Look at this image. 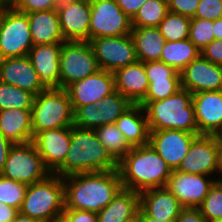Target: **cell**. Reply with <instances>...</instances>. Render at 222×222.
I'll return each mask as SVG.
<instances>
[{
    "label": "cell",
    "instance_id": "obj_1",
    "mask_svg": "<svg viewBox=\"0 0 222 222\" xmlns=\"http://www.w3.org/2000/svg\"><path fill=\"white\" fill-rule=\"evenodd\" d=\"M64 209L98 213L123 188L118 169L76 173L63 177Z\"/></svg>",
    "mask_w": 222,
    "mask_h": 222
},
{
    "label": "cell",
    "instance_id": "obj_2",
    "mask_svg": "<svg viewBox=\"0 0 222 222\" xmlns=\"http://www.w3.org/2000/svg\"><path fill=\"white\" fill-rule=\"evenodd\" d=\"M122 186L142 192L166 187L172 173L165 160L148 143L135 146L118 162Z\"/></svg>",
    "mask_w": 222,
    "mask_h": 222
},
{
    "label": "cell",
    "instance_id": "obj_3",
    "mask_svg": "<svg viewBox=\"0 0 222 222\" xmlns=\"http://www.w3.org/2000/svg\"><path fill=\"white\" fill-rule=\"evenodd\" d=\"M118 169V162L98 139L95 130L71 126V144L64 163L53 173L64 177L76 173Z\"/></svg>",
    "mask_w": 222,
    "mask_h": 222
},
{
    "label": "cell",
    "instance_id": "obj_4",
    "mask_svg": "<svg viewBox=\"0 0 222 222\" xmlns=\"http://www.w3.org/2000/svg\"><path fill=\"white\" fill-rule=\"evenodd\" d=\"M193 94L185 89L160 101H150L145 107L149 130L176 129L199 135Z\"/></svg>",
    "mask_w": 222,
    "mask_h": 222
},
{
    "label": "cell",
    "instance_id": "obj_5",
    "mask_svg": "<svg viewBox=\"0 0 222 222\" xmlns=\"http://www.w3.org/2000/svg\"><path fill=\"white\" fill-rule=\"evenodd\" d=\"M65 208L63 177L50 174L46 179L28 185L19 212L48 222L59 218Z\"/></svg>",
    "mask_w": 222,
    "mask_h": 222
},
{
    "label": "cell",
    "instance_id": "obj_6",
    "mask_svg": "<svg viewBox=\"0 0 222 222\" xmlns=\"http://www.w3.org/2000/svg\"><path fill=\"white\" fill-rule=\"evenodd\" d=\"M33 136L39 132L73 126L74 110L66 89L47 88L34 97L31 109Z\"/></svg>",
    "mask_w": 222,
    "mask_h": 222
},
{
    "label": "cell",
    "instance_id": "obj_7",
    "mask_svg": "<svg viewBox=\"0 0 222 222\" xmlns=\"http://www.w3.org/2000/svg\"><path fill=\"white\" fill-rule=\"evenodd\" d=\"M59 88L66 89L73 82L100 70L89 41H64L59 61Z\"/></svg>",
    "mask_w": 222,
    "mask_h": 222
},
{
    "label": "cell",
    "instance_id": "obj_8",
    "mask_svg": "<svg viewBox=\"0 0 222 222\" xmlns=\"http://www.w3.org/2000/svg\"><path fill=\"white\" fill-rule=\"evenodd\" d=\"M0 174L28 186L46 179L51 172L44 165L33 142L30 141L12 145Z\"/></svg>",
    "mask_w": 222,
    "mask_h": 222
},
{
    "label": "cell",
    "instance_id": "obj_9",
    "mask_svg": "<svg viewBox=\"0 0 222 222\" xmlns=\"http://www.w3.org/2000/svg\"><path fill=\"white\" fill-rule=\"evenodd\" d=\"M33 46L27 14L9 4L1 11L0 59L26 56Z\"/></svg>",
    "mask_w": 222,
    "mask_h": 222
},
{
    "label": "cell",
    "instance_id": "obj_10",
    "mask_svg": "<svg viewBox=\"0 0 222 222\" xmlns=\"http://www.w3.org/2000/svg\"><path fill=\"white\" fill-rule=\"evenodd\" d=\"M222 141L216 135H198L177 171L217 177L220 170Z\"/></svg>",
    "mask_w": 222,
    "mask_h": 222
},
{
    "label": "cell",
    "instance_id": "obj_11",
    "mask_svg": "<svg viewBox=\"0 0 222 222\" xmlns=\"http://www.w3.org/2000/svg\"><path fill=\"white\" fill-rule=\"evenodd\" d=\"M89 41L98 37H117L131 33V19L115 0H90Z\"/></svg>",
    "mask_w": 222,
    "mask_h": 222
},
{
    "label": "cell",
    "instance_id": "obj_12",
    "mask_svg": "<svg viewBox=\"0 0 222 222\" xmlns=\"http://www.w3.org/2000/svg\"><path fill=\"white\" fill-rule=\"evenodd\" d=\"M100 69L114 73L138 61L133 40L129 35L98 37L90 41Z\"/></svg>",
    "mask_w": 222,
    "mask_h": 222
},
{
    "label": "cell",
    "instance_id": "obj_13",
    "mask_svg": "<svg viewBox=\"0 0 222 222\" xmlns=\"http://www.w3.org/2000/svg\"><path fill=\"white\" fill-rule=\"evenodd\" d=\"M66 90L74 111L80 106L96 105L116 91L114 75L100 69L84 79L73 82Z\"/></svg>",
    "mask_w": 222,
    "mask_h": 222
},
{
    "label": "cell",
    "instance_id": "obj_14",
    "mask_svg": "<svg viewBox=\"0 0 222 222\" xmlns=\"http://www.w3.org/2000/svg\"><path fill=\"white\" fill-rule=\"evenodd\" d=\"M217 178L172 170L166 185L184 208H198Z\"/></svg>",
    "mask_w": 222,
    "mask_h": 222
},
{
    "label": "cell",
    "instance_id": "obj_15",
    "mask_svg": "<svg viewBox=\"0 0 222 222\" xmlns=\"http://www.w3.org/2000/svg\"><path fill=\"white\" fill-rule=\"evenodd\" d=\"M197 136L194 133L176 129L150 130L149 144L171 170H177Z\"/></svg>",
    "mask_w": 222,
    "mask_h": 222
},
{
    "label": "cell",
    "instance_id": "obj_16",
    "mask_svg": "<svg viewBox=\"0 0 222 222\" xmlns=\"http://www.w3.org/2000/svg\"><path fill=\"white\" fill-rule=\"evenodd\" d=\"M181 88L192 94L222 90V66L201 54L180 72Z\"/></svg>",
    "mask_w": 222,
    "mask_h": 222
},
{
    "label": "cell",
    "instance_id": "obj_17",
    "mask_svg": "<svg viewBox=\"0 0 222 222\" xmlns=\"http://www.w3.org/2000/svg\"><path fill=\"white\" fill-rule=\"evenodd\" d=\"M32 142L44 165L53 174L67 156L71 144V126L39 132L33 136Z\"/></svg>",
    "mask_w": 222,
    "mask_h": 222
},
{
    "label": "cell",
    "instance_id": "obj_18",
    "mask_svg": "<svg viewBox=\"0 0 222 222\" xmlns=\"http://www.w3.org/2000/svg\"><path fill=\"white\" fill-rule=\"evenodd\" d=\"M199 135L222 133V90L193 94L192 100Z\"/></svg>",
    "mask_w": 222,
    "mask_h": 222
},
{
    "label": "cell",
    "instance_id": "obj_19",
    "mask_svg": "<svg viewBox=\"0 0 222 222\" xmlns=\"http://www.w3.org/2000/svg\"><path fill=\"white\" fill-rule=\"evenodd\" d=\"M0 81L17 86L34 96L47 89L28 55L0 59Z\"/></svg>",
    "mask_w": 222,
    "mask_h": 222
},
{
    "label": "cell",
    "instance_id": "obj_20",
    "mask_svg": "<svg viewBox=\"0 0 222 222\" xmlns=\"http://www.w3.org/2000/svg\"><path fill=\"white\" fill-rule=\"evenodd\" d=\"M140 208L159 221H176L184 208L167 187L152 188L139 193Z\"/></svg>",
    "mask_w": 222,
    "mask_h": 222
},
{
    "label": "cell",
    "instance_id": "obj_21",
    "mask_svg": "<svg viewBox=\"0 0 222 222\" xmlns=\"http://www.w3.org/2000/svg\"><path fill=\"white\" fill-rule=\"evenodd\" d=\"M58 17L65 41H89L90 0H78L59 11Z\"/></svg>",
    "mask_w": 222,
    "mask_h": 222
},
{
    "label": "cell",
    "instance_id": "obj_22",
    "mask_svg": "<svg viewBox=\"0 0 222 222\" xmlns=\"http://www.w3.org/2000/svg\"><path fill=\"white\" fill-rule=\"evenodd\" d=\"M62 43L33 46L28 57L42 83L47 88H59V61Z\"/></svg>",
    "mask_w": 222,
    "mask_h": 222
},
{
    "label": "cell",
    "instance_id": "obj_23",
    "mask_svg": "<svg viewBox=\"0 0 222 222\" xmlns=\"http://www.w3.org/2000/svg\"><path fill=\"white\" fill-rule=\"evenodd\" d=\"M113 75L116 91L132 104H139L145 98L149 82L144 62L136 61L116 70Z\"/></svg>",
    "mask_w": 222,
    "mask_h": 222
},
{
    "label": "cell",
    "instance_id": "obj_24",
    "mask_svg": "<svg viewBox=\"0 0 222 222\" xmlns=\"http://www.w3.org/2000/svg\"><path fill=\"white\" fill-rule=\"evenodd\" d=\"M0 132L13 144L32 141L31 109L0 110Z\"/></svg>",
    "mask_w": 222,
    "mask_h": 222
},
{
    "label": "cell",
    "instance_id": "obj_25",
    "mask_svg": "<svg viewBox=\"0 0 222 222\" xmlns=\"http://www.w3.org/2000/svg\"><path fill=\"white\" fill-rule=\"evenodd\" d=\"M31 38L33 45L63 43L58 13L54 10H45L28 13Z\"/></svg>",
    "mask_w": 222,
    "mask_h": 222
},
{
    "label": "cell",
    "instance_id": "obj_26",
    "mask_svg": "<svg viewBox=\"0 0 222 222\" xmlns=\"http://www.w3.org/2000/svg\"><path fill=\"white\" fill-rule=\"evenodd\" d=\"M115 124L132 147L149 143L150 130L144 107L141 105L133 104Z\"/></svg>",
    "mask_w": 222,
    "mask_h": 222
},
{
    "label": "cell",
    "instance_id": "obj_27",
    "mask_svg": "<svg viewBox=\"0 0 222 222\" xmlns=\"http://www.w3.org/2000/svg\"><path fill=\"white\" fill-rule=\"evenodd\" d=\"M130 36L138 61H160L166 40L158 27H132Z\"/></svg>",
    "mask_w": 222,
    "mask_h": 222
},
{
    "label": "cell",
    "instance_id": "obj_28",
    "mask_svg": "<svg viewBox=\"0 0 222 222\" xmlns=\"http://www.w3.org/2000/svg\"><path fill=\"white\" fill-rule=\"evenodd\" d=\"M140 209V195L122 188L113 200L97 213V222H124Z\"/></svg>",
    "mask_w": 222,
    "mask_h": 222
},
{
    "label": "cell",
    "instance_id": "obj_29",
    "mask_svg": "<svg viewBox=\"0 0 222 222\" xmlns=\"http://www.w3.org/2000/svg\"><path fill=\"white\" fill-rule=\"evenodd\" d=\"M200 54V50L189 38L180 41H166L160 61L173 67L177 72H181Z\"/></svg>",
    "mask_w": 222,
    "mask_h": 222
},
{
    "label": "cell",
    "instance_id": "obj_30",
    "mask_svg": "<svg viewBox=\"0 0 222 222\" xmlns=\"http://www.w3.org/2000/svg\"><path fill=\"white\" fill-rule=\"evenodd\" d=\"M132 105L127 98L117 91L106 96L96 104V128L116 123V120Z\"/></svg>",
    "mask_w": 222,
    "mask_h": 222
},
{
    "label": "cell",
    "instance_id": "obj_31",
    "mask_svg": "<svg viewBox=\"0 0 222 222\" xmlns=\"http://www.w3.org/2000/svg\"><path fill=\"white\" fill-rule=\"evenodd\" d=\"M94 130L100 142L117 162L132 148L115 123L102 125Z\"/></svg>",
    "mask_w": 222,
    "mask_h": 222
},
{
    "label": "cell",
    "instance_id": "obj_32",
    "mask_svg": "<svg viewBox=\"0 0 222 222\" xmlns=\"http://www.w3.org/2000/svg\"><path fill=\"white\" fill-rule=\"evenodd\" d=\"M168 12L167 0H147L131 20V26L159 27Z\"/></svg>",
    "mask_w": 222,
    "mask_h": 222
},
{
    "label": "cell",
    "instance_id": "obj_33",
    "mask_svg": "<svg viewBox=\"0 0 222 222\" xmlns=\"http://www.w3.org/2000/svg\"><path fill=\"white\" fill-rule=\"evenodd\" d=\"M34 97L28 91L0 81V110L32 109Z\"/></svg>",
    "mask_w": 222,
    "mask_h": 222
},
{
    "label": "cell",
    "instance_id": "obj_34",
    "mask_svg": "<svg viewBox=\"0 0 222 222\" xmlns=\"http://www.w3.org/2000/svg\"><path fill=\"white\" fill-rule=\"evenodd\" d=\"M191 18L168 12L159 25V30L166 41H180L189 38Z\"/></svg>",
    "mask_w": 222,
    "mask_h": 222
},
{
    "label": "cell",
    "instance_id": "obj_35",
    "mask_svg": "<svg viewBox=\"0 0 222 222\" xmlns=\"http://www.w3.org/2000/svg\"><path fill=\"white\" fill-rule=\"evenodd\" d=\"M198 208L206 222H222V181L214 182Z\"/></svg>",
    "mask_w": 222,
    "mask_h": 222
},
{
    "label": "cell",
    "instance_id": "obj_36",
    "mask_svg": "<svg viewBox=\"0 0 222 222\" xmlns=\"http://www.w3.org/2000/svg\"><path fill=\"white\" fill-rule=\"evenodd\" d=\"M149 88L145 98L139 103L145 107L150 101H160L177 93L181 88L180 79L148 80Z\"/></svg>",
    "mask_w": 222,
    "mask_h": 222
},
{
    "label": "cell",
    "instance_id": "obj_37",
    "mask_svg": "<svg viewBox=\"0 0 222 222\" xmlns=\"http://www.w3.org/2000/svg\"><path fill=\"white\" fill-rule=\"evenodd\" d=\"M27 185L6 178L0 174V203L20 210Z\"/></svg>",
    "mask_w": 222,
    "mask_h": 222
},
{
    "label": "cell",
    "instance_id": "obj_38",
    "mask_svg": "<svg viewBox=\"0 0 222 222\" xmlns=\"http://www.w3.org/2000/svg\"><path fill=\"white\" fill-rule=\"evenodd\" d=\"M213 31V21L208 19L191 18L189 39L200 51L215 40Z\"/></svg>",
    "mask_w": 222,
    "mask_h": 222
},
{
    "label": "cell",
    "instance_id": "obj_39",
    "mask_svg": "<svg viewBox=\"0 0 222 222\" xmlns=\"http://www.w3.org/2000/svg\"><path fill=\"white\" fill-rule=\"evenodd\" d=\"M148 80L180 79V72L162 61L144 63Z\"/></svg>",
    "mask_w": 222,
    "mask_h": 222
},
{
    "label": "cell",
    "instance_id": "obj_40",
    "mask_svg": "<svg viewBox=\"0 0 222 222\" xmlns=\"http://www.w3.org/2000/svg\"><path fill=\"white\" fill-rule=\"evenodd\" d=\"M193 18L211 21L222 18V0H200Z\"/></svg>",
    "mask_w": 222,
    "mask_h": 222
},
{
    "label": "cell",
    "instance_id": "obj_41",
    "mask_svg": "<svg viewBox=\"0 0 222 222\" xmlns=\"http://www.w3.org/2000/svg\"><path fill=\"white\" fill-rule=\"evenodd\" d=\"M96 110L97 106L94 104H88L80 106L74 111L73 125L82 128H96Z\"/></svg>",
    "mask_w": 222,
    "mask_h": 222
},
{
    "label": "cell",
    "instance_id": "obj_42",
    "mask_svg": "<svg viewBox=\"0 0 222 222\" xmlns=\"http://www.w3.org/2000/svg\"><path fill=\"white\" fill-rule=\"evenodd\" d=\"M55 0H14L10 5L17 11L28 14L53 10Z\"/></svg>",
    "mask_w": 222,
    "mask_h": 222
},
{
    "label": "cell",
    "instance_id": "obj_43",
    "mask_svg": "<svg viewBox=\"0 0 222 222\" xmlns=\"http://www.w3.org/2000/svg\"><path fill=\"white\" fill-rule=\"evenodd\" d=\"M200 0H167L168 11L193 18Z\"/></svg>",
    "mask_w": 222,
    "mask_h": 222
},
{
    "label": "cell",
    "instance_id": "obj_44",
    "mask_svg": "<svg viewBox=\"0 0 222 222\" xmlns=\"http://www.w3.org/2000/svg\"><path fill=\"white\" fill-rule=\"evenodd\" d=\"M62 217L66 222H97V213L86 210L64 209Z\"/></svg>",
    "mask_w": 222,
    "mask_h": 222
},
{
    "label": "cell",
    "instance_id": "obj_45",
    "mask_svg": "<svg viewBox=\"0 0 222 222\" xmlns=\"http://www.w3.org/2000/svg\"><path fill=\"white\" fill-rule=\"evenodd\" d=\"M200 52L201 55L210 62L222 66V40H213Z\"/></svg>",
    "mask_w": 222,
    "mask_h": 222
},
{
    "label": "cell",
    "instance_id": "obj_46",
    "mask_svg": "<svg viewBox=\"0 0 222 222\" xmlns=\"http://www.w3.org/2000/svg\"><path fill=\"white\" fill-rule=\"evenodd\" d=\"M121 10L132 20L147 0H115Z\"/></svg>",
    "mask_w": 222,
    "mask_h": 222
},
{
    "label": "cell",
    "instance_id": "obj_47",
    "mask_svg": "<svg viewBox=\"0 0 222 222\" xmlns=\"http://www.w3.org/2000/svg\"><path fill=\"white\" fill-rule=\"evenodd\" d=\"M176 222H206L199 208H183Z\"/></svg>",
    "mask_w": 222,
    "mask_h": 222
},
{
    "label": "cell",
    "instance_id": "obj_48",
    "mask_svg": "<svg viewBox=\"0 0 222 222\" xmlns=\"http://www.w3.org/2000/svg\"><path fill=\"white\" fill-rule=\"evenodd\" d=\"M13 143L7 140L4 135L0 132V173L4 168L5 162L7 160L9 151Z\"/></svg>",
    "mask_w": 222,
    "mask_h": 222
},
{
    "label": "cell",
    "instance_id": "obj_49",
    "mask_svg": "<svg viewBox=\"0 0 222 222\" xmlns=\"http://www.w3.org/2000/svg\"><path fill=\"white\" fill-rule=\"evenodd\" d=\"M18 213L19 210L13 206L0 203V222H10Z\"/></svg>",
    "mask_w": 222,
    "mask_h": 222
},
{
    "label": "cell",
    "instance_id": "obj_50",
    "mask_svg": "<svg viewBox=\"0 0 222 222\" xmlns=\"http://www.w3.org/2000/svg\"><path fill=\"white\" fill-rule=\"evenodd\" d=\"M77 1L78 0H55L53 10L58 13Z\"/></svg>",
    "mask_w": 222,
    "mask_h": 222
},
{
    "label": "cell",
    "instance_id": "obj_51",
    "mask_svg": "<svg viewBox=\"0 0 222 222\" xmlns=\"http://www.w3.org/2000/svg\"><path fill=\"white\" fill-rule=\"evenodd\" d=\"M213 27H214V38L218 40H222V18H218L215 21H213Z\"/></svg>",
    "mask_w": 222,
    "mask_h": 222
},
{
    "label": "cell",
    "instance_id": "obj_52",
    "mask_svg": "<svg viewBox=\"0 0 222 222\" xmlns=\"http://www.w3.org/2000/svg\"><path fill=\"white\" fill-rule=\"evenodd\" d=\"M10 222H40L37 219L31 218L29 216L23 215L20 212L17 214V216L12 219Z\"/></svg>",
    "mask_w": 222,
    "mask_h": 222
},
{
    "label": "cell",
    "instance_id": "obj_53",
    "mask_svg": "<svg viewBox=\"0 0 222 222\" xmlns=\"http://www.w3.org/2000/svg\"><path fill=\"white\" fill-rule=\"evenodd\" d=\"M141 222H163L157 219H154L148 216L142 209H141ZM166 222H176V221H166Z\"/></svg>",
    "mask_w": 222,
    "mask_h": 222
},
{
    "label": "cell",
    "instance_id": "obj_54",
    "mask_svg": "<svg viewBox=\"0 0 222 222\" xmlns=\"http://www.w3.org/2000/svg\"><path fill=\"white\" fill-rule=\"evenodd\" d=\"M124 222H141V208L139 209V211L136 214H134L133 216H131L130 218H128Z\"/></svg>",
    "mask_w": 222,
    "mask_h": 222
},
{
    "label": "cell",
    "instance_id": "obj_55",
    "mask_svg": "<svg viewBox=\"0 0 222 222\" xmlns=\"http://www.w3.org/2000/svg\"><path fill=\"white\" fill-rule=\"evenodd\" d=\"M218 180L222 181V146H221V159H220V170Z\"/></svg>",
    "mask_w": 222,
    "mask_h": 222
},
{
    "label": "cell",
    "instance_id": "obj_56",
    "mask_svg": "<svg viewBox=\"0 0 222 222\" xmlns=\"http://www.w3.org/2000/svg\"><path fill=\"white\" fill-rule=\"evenodd\" d=\"M8 2L6 0H0V11L5 9L8 6Z\"/></svg>",
    "mask_w": 222,
    "mask_h": 222
},
{
    "label": "cell",
    "instance_id": "obj_57",
    "mask_svg": "<svg viewBox=\"0 0 222 222\" xmlns=\"http://www.w3.org/2000/svg\"><path fill=\"white\" fill-rule=\"evenodd\" d=\"M48 222H66V221H65L64 218L61 216V217H59V218L50 220V221H48Z\"/></svg>",
    "mask_w": 222,
    "mask_h": 222
},
{
    "label": "cell",
    "instance_id": "obj_58",
    "mask_svg": "<svg viewBox=\"0 0 222 222\" xmlns=\"http://www.w3.org/2000/svg\"><path fill=\"white\" fill-rule=\"evenodd\" d=\"M8 4H11L14 0H6Z\"/></svg>",
    "mask_w": 222,
    "mask_h": 222
},
{
    "label": "cell",
    "instance_id": "obj_59",
    "mask_svg": "<svg viewBox=\"0 0 222 222\" xmlns=\"http://www.w3.org/2000/svg\"><path fill=\"white\" fill-rule=\"evenodd\" d=\"M220 140L222 141V133L219 135Z\"/></svg>",
    "mask_w": 222,
    "mask_h": 222
}]
</instances>
